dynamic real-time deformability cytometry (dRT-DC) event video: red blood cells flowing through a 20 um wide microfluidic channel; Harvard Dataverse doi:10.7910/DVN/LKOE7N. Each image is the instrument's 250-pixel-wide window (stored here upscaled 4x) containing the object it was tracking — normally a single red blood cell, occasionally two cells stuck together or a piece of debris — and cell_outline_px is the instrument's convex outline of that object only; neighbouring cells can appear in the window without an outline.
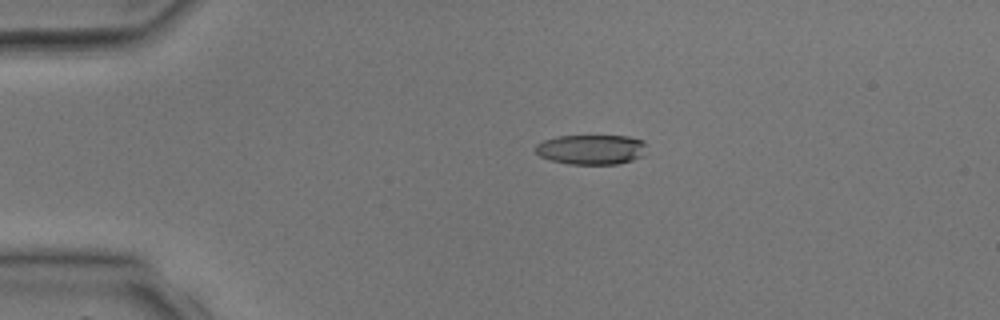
{"species": "common noctule bat (a hibernating species)", "species_latin": "Nyctalus noctula", "temperature_condition": "room temperature", "stored_images_in_passage": 3, "camera_frame_rate_fps": 3000, "um_per_image_px": 0.085, "animal": {"sex": "male", "body_mass_g": 17.9, "forearm_length_mm": 54.2}, "frame": {"image": 1, "passage_image": 3, "time_ms": 2.667, "image_size_px": [1000, 320], "cell_outline_px": [[644, 156], [632, 160], [616, 164], [568, 164], [552, 160], [540, 156], [532, 148], [536, 144], [544, 140], [556, 136], [628, 136], [644, 140]], "centroid_in_image_um": [50.23, 12.7], "position_along_channel_um": 34.8, "area_um2": 19.42}}